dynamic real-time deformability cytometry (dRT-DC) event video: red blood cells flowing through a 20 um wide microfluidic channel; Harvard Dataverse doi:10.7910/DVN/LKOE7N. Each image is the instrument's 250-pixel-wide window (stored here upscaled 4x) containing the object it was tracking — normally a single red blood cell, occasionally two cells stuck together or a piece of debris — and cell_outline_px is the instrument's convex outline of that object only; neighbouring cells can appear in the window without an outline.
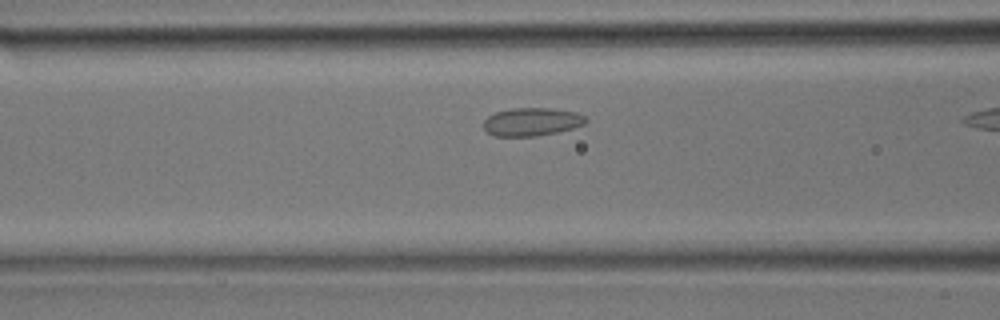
{"species": "common noctule bat (a hibernating species)", "species_latin": "Nyctalus noctula", "temperature_condition": "room temperature", "stored_images_in_passage": 19, "camera_frame_rate_fps": 3000, "um_per_image_px": 0.085, "animal": {"sex": "male", "body_mass_g": 17.9}, "frame": {"image": 1, "passage_image": 6, "time_ms": 1.667, "image_size_px": [1000, 320], "cell_outline_px": [[588, 120], [584, 124], [572, 128], [556, 132], [536, 136], [492, 136], [484, 128], [484, 120], [488, 116], [496, 112], [512, 108], [552, 108], [576, 112], [584, 116]], "centroid_in_image_um": [45.19, 10.35], "position_along_channel_um": 121.4, "area_um2": 16.7}}
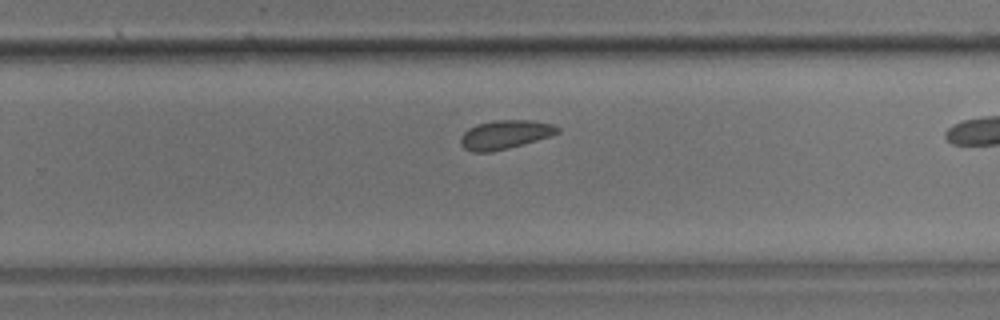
{"frame": {"image": 2, "passage_image": 14, "time_ms": 4.333, "image_size_px": [1000, 320], "cell_outline_px": [[560, 132], [552, 136], [508, 148], [492, 152], [472, 152], [464, 148], [460, 144], [460, 136], [468, 128], [476, 124], [496, 120], [532, 120], [552, 124], [560, 128]], "centroid_in_image_um": [42.92, 11.44], "position_along_channel_um": 286.9, "area_um2": 16.42}}
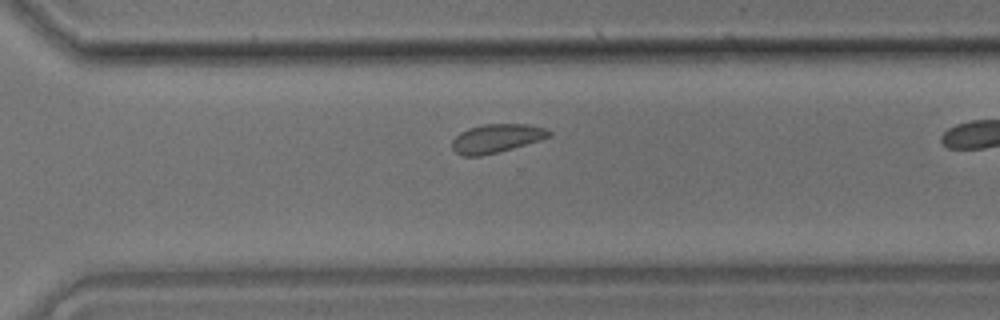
{"frame": {"image": 3, "passage_image": 16, "time_ms": 5.0, "image_size_px": [1000, 320], "cell_outline_px": [[552, 136], [540, 140], [512, 148], [480, 156], [460, 156], [452, 148], [452, 140], [460, 132], [468, 128], [484, 124], [524, 124], [544, 128], [552, 132]], "centroid_in_image_um": [42.17, 11.76], "position_along_channel_um": 328.4, "area_um2": 16.07}}